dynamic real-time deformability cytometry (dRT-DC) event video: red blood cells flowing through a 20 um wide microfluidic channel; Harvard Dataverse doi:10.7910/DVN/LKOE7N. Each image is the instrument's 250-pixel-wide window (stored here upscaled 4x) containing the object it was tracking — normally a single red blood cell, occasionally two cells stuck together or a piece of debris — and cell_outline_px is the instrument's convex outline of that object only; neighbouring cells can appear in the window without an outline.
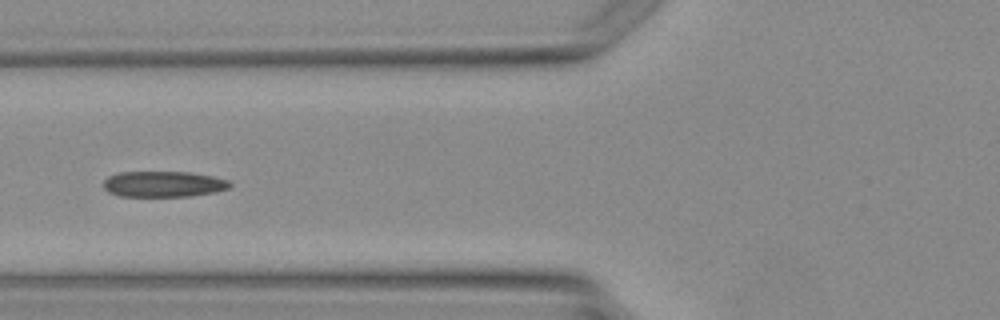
{"species": "Egyptian fruit bat (a non-hibernating species)", "species_latin": "Rousettus aegyptiacus", "temperature_condition": "warm", "stored_images_in_passage": 4, "camera_frame_rate_fps": 3000, "um_per_image_px": 0.085, "animal": {"sex": "female"}, "frame": {"image": 1, "passage_image": 4, "time_ms": 3.333, "image_size_px": [1000, 320], "cell_outline_px": [[232, 184], [228, 188], [216, 192], [192, 196], [120, 196], [108, 192], [104, 188], [104, 180], [108, 176], [120, 172], [188, 172], [212, 176], [228, 180]], "centroid_in_image_um": [13.89, 15.65], "position_along_channel_um": 111.9, "area_um2": 19.02}}